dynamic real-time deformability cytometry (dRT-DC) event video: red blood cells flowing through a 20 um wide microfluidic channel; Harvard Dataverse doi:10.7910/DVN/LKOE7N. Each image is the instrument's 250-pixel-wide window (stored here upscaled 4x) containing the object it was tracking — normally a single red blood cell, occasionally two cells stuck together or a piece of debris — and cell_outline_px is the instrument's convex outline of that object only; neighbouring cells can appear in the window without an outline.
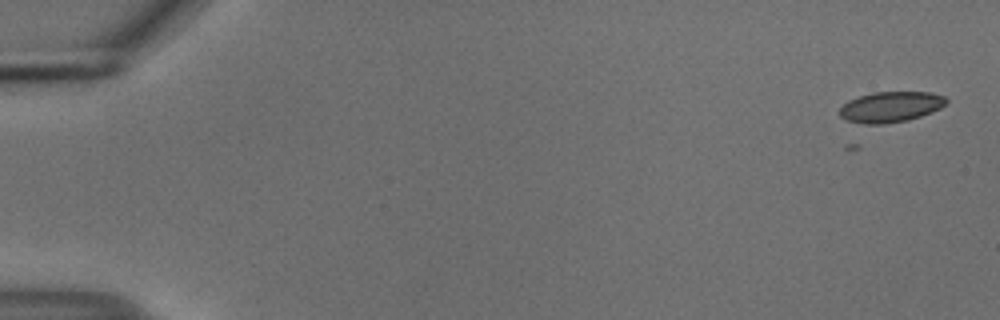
{"species": "common noctule bat (a hibernating species)", "species_latin": "Nyctalus noctula", "temperature_condition": "cold", "stored_images_in_passage": 3, "camera_frame_rate_fps": 3000, "um_per_image_px": 0.085, "animal": {"sex": "male", "body_mass_g": 18.8}, "frame": {"image": 1, "passage_image": 1, "time_ms": 0.0, "image_size_px": [1000, 320], "cell_outline_px": [[948, 100], [940, 108], [932, 112], [908, 120], [884, 124], [864, 124], [848, 120], [840, 116], [840, 108], [848, 100], [872, 92], [932, 92], [944, 96]], "centroid_in_image_um": [75.71, 9.08], "position_along_channel_um": 9.3, "area_um2": 18.96}}